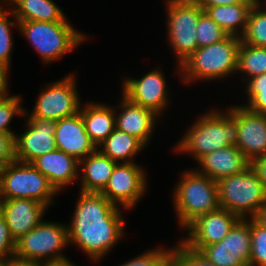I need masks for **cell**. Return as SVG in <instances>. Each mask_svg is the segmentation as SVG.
Here are the masks:
<instances>
[{
	"label": "cell",
	"mask_w": 266,
	"mask_h": 266,
	"mask_svg": "<svg viewBox=\"0 0 266 266\" xmlns=\"http://www.w3.org/2000/svg\"><path fill=\"white\" fill-rule=\"evenodd\" d=\"M168 42L178 58V67L198 48L196 28L204 11L193 0H167Z\"/></svg>",
	"instance_id": "cell-9"
},
{
	"label": "cell",
	"mask_w": 266,
	"mask_h": 266,
	"mask_svg": "<svg viewBox=\"0 0 266 266\" xmlns=\"http://www.w3.org/2000/svg\"><path fill=\"white\" fill-rule=\"evenodd\" d=\"M167 266H177L172 260L168 263Z\"/></svg>",
	"instance_id": "cell-44"
},
{
	"label": "cell",
	"mask_w": 266,
	"mask_h": 266,
	"mask_svg": "<svg viewBox=\"0 0 266 266\" xmlns=\"http://www.w3.org/2000/svg\"><path fill=\"white\" fill-rule=\"evenodd\" d=\"M260 5L261 2L254 3L250 8L241 41L255 47H266V8Z\"/></svg>",
	"instance_id": "cell-28"
},
{
	"label": "cell",
	"mask_w": 266,
	"mask_h": 266,
	"mask_svg": "<svg viewBox=\"0 0 266 266\" xmlns=\"http://www.w3.org/2000/svg\"><path fill=\"white\" fill-rule=\"evenodd\" d=\"M239 220L237 215L219 208L192 221L186 227L189 231L188 238L181 242L189 249L199 252L204 246L219 243Z\"/></svg>",
	"instance_id": "cell-13"
},
{
	"label": "cell",
	"mask_w": 266,
	"mask_h": 266,
	"mask_svg": "<svg viewBox=\"0 0 266 266\" xmlns=\"http://www.w3.org/2000/svg\"><path fill=\"white\" fill-rule=\"evenodd\" d=\"M18 29L45 64L72 51L86 39L84 34L76 31L67 21H19Z\"/></svg>",
	"instance_id": "cell-5"
},
{
	"label": "cell",
	"mask_w": 266,
	"mask_h": 266,
	"mask_svg": "<svg viewBox=\"0 0 266 266\" xmlns=\"http://www.w3.org/2000/svg\"><path fill=\"white\" fill-rule=\"evenodd\" d=\"M172 260V249H153L144 252L120 266H167Z\"/></svg>",
	"instance_id": "cell-34"
},
{
	"label": "cell",
	"mask_w": 266,
	"mask_h": 266,
	"mask_svg": "<svg viewBox=\"0 0 266 266\" xmlns=\"http://www.w3.org/2000/svg\"><path fill=\"white\" fill-rule=\"evenodd\" d=\"M240 219L219 242L204 246L199 253L216 266H249L251 218Z\"/></svg>",
	"instance_id": "cell-11"
},
{
	"label": "cell",
	"mask_w": 266,
	"mask_h": 266,
	"mask_svg": "<svg viewBox=\"0 0 266 266\" xmlns=\"http://www.w3.org/2000/svg\"><path fill=\"white\" fill-rule=\"evenodd\" d=\"M119 106L122 109L119 115L115 114L116 128L137 138L146 146L151 134H153L155 122H157L156 119L159 118V115L152 110L132 103L123 94Z\"/></svg>",
	"instance_id": "cell-20"
},
{
	"label": "cell",
	"mask_w": 266,
	"mask_h": 266,
	"mask_svg": "<svg viewBox=\"0 0 266 266\" xmlns=\"http://www.w3.org/2000/svg\"><path fill=\"white\" fill-rule=\"evenodd\" d=\"M45 266H76L70 261V259H65L62 261L48 262L45 263Z\"/></svg>",
	"instance_id": "cell-43"
},
{
	"label": "cell",
	"mask_w": 266,
	"mask_h": 266,
	"mask_svg": "<svg viewBox=\"0 0 266 266\" xmlns=\"http://www.w3.org/2000/svg\"><path fill=\"white\" fill-rule=\"evenodd\" d=\"M249 266H266V228L251 218V257Z\"/></svg>",
	"instance_id": "cell-32"
},
{
	"label": "cell",
	"mask_w": 266,
	"mask_h": 266,
	"mask_svg": "<svg viewBox=\"0 0 266 266\" xmlns=\"http://www.w3.org/2000/svg\"><path fill=\"white\" fill-rule=\"evenodd\" d=\"M220 207L240 219L254 218L266 202V189L249 166L217 182ZM247 216V217H246Z\"/></svg>",
	"instance_id": "cell-7"
},
{
	"label": "cell",
	"mask_w": 266,
	"mask_h": 266,
	"mask_svg": "<svg viewBox=\"0 0 266 266\" xmlns=\"http://www.w3.org/2000/svg\"><path fill=\"white\" fill-rule=\"evenodd\" d=\"M253 4L254 3H238L232 5H217L207 7L204 11L228 35L241 38L246 30L248 13Z\"/></svg>",
	"instance_id": "cell-25"
},
{
	"label": "cell",
	"mask_w": 266,
	"mask_h": 266,
	"mask_svg": "<svg viewBox=\"0 0 266 266\" xmlns=\"http://www.w3.org/2000/svg\"><path fill=\"white\" fill-rule=\"evenodd\" d=\"M121 214L103 194L80 191L67 226L69 243H75L93 262L99 261L123 236L125 222Z\"/></svg>",
	"instance_id": "cell-1"
},
{
	"label": "cell",
	"mask_w": 266,
	"mask_h": 266,
	"mask_svg": "<svg viewBox=\"0 0 266 266\" xmlns=\"http://www.w3.org/2000/svg\"><path fill=\"white\" fill-rule=\"evenodd\" d=\"M9 66L8 64L0 61V95L1 96H8V79H7V73L9 72Z\"/></svg>",
	"instance_id": "cell-40"
},
{
	"label": "cell",
	"mask_w": 266,
	"mask_h": 266,
	"mask_svg": "<svg viewBox=\"0 0 266 266\" xmlns=\"http://www.w3.org/2000/svg\"><path fill=\"white\" fill-rule=\"evenodd\" d=\"M172 261L177 266H216L199 252L186 247L181 241L172 248Z\"/></svg>",
	"instance_id": "cell-35"
},
{
	"label": "cell",
	"mask_w": 266,
	"mask_h": 266,
	"mask_svg": "<svg viewBox=\"0 0 266 266\" xmlns=\"http://www.w3.org/2000/svg\"><path fill=\"white\" fill-rule=\"evenodd\" d=\"M58 192L48 178L31 163L13 160L0 168V194L2 200L31 199L47 207L52 205Z\"/></svg>",
	"instance_id": "cell-6"
},
{
	"label": "cell",
	"mask_w": 266,
	"mask_h": 266,
	"mask_svg": "<svg viewBox=\"0 0 266 266\" xmlns=\"http://www.w3.org/2000/svg\"><path fill=\"white\" fill-rule=\"evenodd\" d=\"M80 108L85 129L91 141L98 147L116 128L115 109L103 103H86Z\"/></svg>",
	"instance_id": "cell-23"
},
{
	"label": "cell",
	"mask_w": 266,
	"mask_h": 266,
	"mask_svg": "<svg viewBox=\"0 0 266 266\" xmlns=\"http://www.w3.org/2000/svg\"><path fill=\"white\" fill-rule=\"evenodd\" d=\"M116 164L117 162L104 155L98 148L79 160V165L83 166L81 191L100 193L105 188Z\"/></svg>",
	"instance_id": "cell-22"
},
{
	"label": "cell",
	"mask_w": 266,
	"mask_h": 266,
	"mask_svg": "<svg viewBox=\"0 0 266 266\" xmlns=\"http://www.w3.org/2000/svg\"><path fill=\"white\" fill-rule=\"evenodd\" d=\"M115 162L133 163V157L145 146L135 137L117 128L97 147Z\"/></svg>",
	"instance_id": "cell-26"
},
{
	"label": "cell",
	"mask_w": 266,
	"mask_h": 266,
	"mask_svg": "<svg viewBox=\"0 0 266 266\" xmlns=\"http://www.w3.org/2000/svg\"><path fill=\"white\" fill-rule=\"evenodd\" d=\"M240 43V37L228 35L220 42L197 48L179 67L183 82L216 80L236 73Z\"/></svg>",
	"instance_id": "cell-3"
},
{
	"label": "cell",
	"mask_w": 266,
	"mask_h": 266,
	"mask_svg": "<svg viewBox=\"0 0 266 266\" xmlns=\"http://www.w3.org/2000/svg\"><path fill=\"white\" fill-rule=\"evenodd\" d=\"M17 21H68L64 12L52 0H8Z\"/></svg>",
	"instance_id": "cell-24"
},
{
	"label": "cell",
	"mask_w": 266,
	"mask_h": 266,
	"mask_svg": "<svg viewBox=\"0 0 266 266\" xmlns=\"http://www.w3.org/2000/svg\"><path fill=\"white\" fill-rule=\"evenodd\" d=\"M14 16L12 9L4 10L0 5V61L10 65L11 51L13 47V40L11 34V26L18 25L15 17L14 21H10L8 16Z\"/></svg>",
	"instance_id": "cell-31"
},
{
	"label": "cell",
	"mask_w": 266,
	"mask_h": 266,
	"mask_svg": "<svg viewBox=\"0 0 266 266\" xmlns=\"http://www.w3.org/2000/svg\"><path fill=\"white\" fill-rule=\"evenodd\" d=\"M27 130L14 137L15 159L31 163L37 157L57 149L55 142V120L27 119Z\"/></svg>",
	"instance_id": "cell-14"
},
{
	"label": "cell",
	"mask_w": 266,
	"mask_h": 266,
	"mask_svg": "<svg viewBox=\"0 0 266 266\" xmlns=\"http://www.w3.org/2000/svg\"><path fill=\"white\" fill-rule=\"evenodd\" d=\"M246 92L249 100L244 107L253 113L266 115V73L249 79Z\"/></svg>",
	"instance_id": "cell-30"
},
{
	"label": "cell",
	"mask_w": 266,
	"mask_h": 266,
	"mask_svg": "<svg viewBox=\"0 0 266 266\" xmlns=\"http://www.w3.org/2000/svg\"><path fill=\"white\" fill-rule=\"evenodd\" d=\"M254 219L263 227L266 228V202L265 204L259 209L257 215Z\"/></svg>",
	"instance_id": "cell-42"
},
{
	"label": "cell",
	"mask_w": 266,
	"mask_h": 266,
	"mask_svg": "<svg viewBox=\"0 0 266 266\" xmlns=\"http://www.w3.org/2000/svg\"><path fill=\"white\" fill-rule=\"evenodd\" d=\"M67 245H69L67 225L42 220L34 229L16 241L14 257L44 263L62 261L68 259L66 255L60 253Z\"/></svg>",
	"instance_id": "cell-8"
},
{
	"label": "cell",
	"mask_w": 266,
	"mask_h": 266,
	"mask_svg": "<svg viewBox=\"0 0 266 266\" xmlns=\"http://www.w3.org/2000/svg\"><path fill=\"white\" fill-rule=\"evenodd\" d=\"M47 206L31 199L2 200L1 214L15 242L34 229L42 220Z\"/></svg>",
	"instance_id": "cell-17"
},
{
	"label": "cell",
	"mask_w": 266,
	"mask_h": 266,
	"mask_svg": "<svg viewBox=\"0 0 266 266\" xmlns=\"http://www.w3.org/2000/svg\"><path fill=\"white\" fill-rule=\"evenodd\" d=\"M250 167L266 189V154L253 158L250 161Z\"/></svg>",
	"instance_id": "cell-38"
},
{
	"label": "cell",
	"mask_w": 266,
	"mask_h": 266,
	"mask_svg": "<svg viewBox=\"0 0 266 266\" xmlns=\"http://www.w3.org/2000/svg\"><path fill=\"white\" fill-rule=\"evenodd\" d=\"M174 188L173 204L181 228L220 207L217 182L197 170L183 172Z\"/></svg>",
	"instance_id": "cell-4"
},
{
	"label": "cell",
	"mask_w": 266,
	"mask_h": 266,
	"mask_svg": "<svg viewBox=\"0 0 266 266\" xmlns=\"http://www.w3.org/2000/svg\"><path fill=\"white\" fill-rule=\"evenodd\" d=\"M54 136L57 149L78 160L97 149L86 132L80 112L56 121Z\"/></svg>",
	"instance_id": "cell-18"
},
{
	"label": "cell",
	"mask_w": 266,
	"mask_h": 266,
	"mask_svg": "<svg viewBox=\"0 0 266 266\" xmlns=\"http://www.w3.org/2000/svg\"><path fill=\"white\" fill-rule=\"evenodd\" d=\"M5 264L6 266H45L44 262L26 261V260L18 259L16 257L9 259Z\"/></svg>",
	"instance_id": "cell-41"
},
{
	"label": "cell",
	"mask_w": 266,
	"mask_h": 266,
	"mask_svg": "<svg viewBox=\"0 0 266 266\" xmlns=\"http://www.w3.org/2000/svg\"><path fill=\"white\" fill-rule=\"evenodd\" d=\"M198 163L202 168L196 170L216 182L225 177L241 173L250 166V161L235 145L207 154Z\"/></svg>",
	"instance_id": "cell-21"
},
{
	"label": "cell",
	"mask_w": 266,
	"mask_h": 266,
	"mask_svg": "<svg viewBox=\"0 0 266 266\" xmlns=\"http://www.w3.org/2000/svg\"><path fill=\"white\" fill-rule=\"evenodd\" d=\"M14 137L0 132V167H4L15 160Z\"/></svg>",
	"instance_id": "cell-37"
},
{
	"label": "cell",
	"mask_w": 266,
	"mask_h": 266,
	"mask_svg": "<svg viewBox=\"0 0 266 266\" xmlns=\"http://www.w3.org/2000/svg\"><path fill=\"white\" fill-rule=\"evenodd\" d=\"M195 34L197 35L198 48L220 42L228 36L205 11L199 17Z\"/></svg>",
	"instance_id": "cell-29"
},
{
	"label": "cell",
	"mask_w": 266,
	"mask_h": 266,
	"mask_svg": "<svg viewBox=\"0 0 266 266\" xmlns=\"http://www.w3.org/2000/svg\"><path fill=\"white\" fill-rule=\"evenodd\" d=\"M237 71L247 75L245 80L266 73V47H255L241 41L238 48Z\"/></svg>",
	"instance_id": "cell-27"
},
{
	"label": "cell",
	"mask_w": 266,
	"mask_h": 266,
	"mask_svg": "<svg viewBox=\"0 0 266 266\" xmlns=\"http://www.w3.org/2000/svg\"><path fill=\"white\" fill-rule=\"evenodd\" d=\"M31 164L48 178L57 192L79 177V160L59 149L37 157Z\"/></svg>",
	"instance_id": "cell-19"
},
{
	"label": "cell",
	"mask_w": 266,
	"mask_h": 266,
	"mask_svg": "<svg viewBox=\"0 0 266 266\" xmlns=\"http://www.w3.org/2000/svg\"><path fill=\"white\" fill-rule=\"evenodd\" d=\"M1 202H2V198H1V194H0V211H1Z\"/></svg>",
	"instance_id": "cell-46"
},
{
	"label": "cell",
	"mask_w": 266,
	"mask_h": 266,
	"mask_svg": "<svg viewBox=\"0 0 266 266\" xmlns=\"http://www.w3.org/2000/svg\"><path fill=\"white\" fill-rule=\"evenodd\" d=\"M165 76L161 71L152 70L143 78L123 80L122 94L132 103L152 110L160 116L168 105V90Z\"/></svg>",
	"instance_id": "cell-15"
},
{
	"label": "cell",
	"mask_w": 266,
	"mask_h": 266,
	"mask_svg": "<svg viewBox=\"0 0 266 266\" xmlns=\"http://www.w3.org/2000/svg\"><path fill=\"white\" fill-rule=\"evenodd\" d=\"M0 266H6V264L5 263H0Z\"/></svg>",
	"instance_id": "cell-47"
},
{
	"label": "cell",
	"mask_w": 266,
	"mask_h": 266,
	"mask_svg": "<svg viewBox=\"0 0 266 266\" xmlns=\"http://www.w3.org/2000/svg\"><path fill=\"white\" fill-rule=\"evenodd\" d=\"M230 115L237 121L236 147L251 161L266 154V115L249 111L244 106L230 107Z\"/></svg>",
	"instance_id": "cell-16"
},
{
	"label": "cell",
	"mask_w": 266,
	"mask_h": 266,
	"mask_svg": "<svg viewBox=\"0 0 266 266\" xmlns=\"http://www.w3.org/2000/svg\"><path fill=\"white\" fill-rule=\"evenodd\" d=\"M74 75L53 82L39 94L29 118L58 121L80 112L81 103Z\"/></svg>",
	"instance_id": "cell-10"
},
{
	"label": "cell",
	"mask_w": 266,
	"mask_h": 266,
	"mask_svg": "<svg viewBox=\"0 0 266 266\" xmlns=\"http://www.w3.org/2000/svg\"><path fill=\"white\" fill-rule=\"evenodd\" d=\"M249 1H251L253 3H259L260 2L259 0H249Z\"/></svg>",
	"instance_id": "cell-45"
},
{
	"label": "cell",
	"mask_w": 266,
	"mask_h": 266,
	"mask_svg": "<svg viewBox=\"0 0 266 266\" xmlns=\"http://www.w3.org/2000/svg\"><path fill=\"white\" fill-rule=\"evenodd\" d=\"M16 242L12 238L4 216L0 212V263L14 257Z\"/></svg>",
	"instance_id": "cell-36"
},
{
	"label": "cell",
	"mask_w": 266,
	"mask_h": 266,
	"mask_svg": "<svg viewBox=\"0 0 266 266\" xmlns=\"http://www.w3.org/2000/svg\"><path fill=\"white\" fill-rule=\"evenodd\" d=\"M199 6L203 8V10L207 7L217 6V5H232L238 3H253L249 0H193Z\"/></svg>",
	"instance_id": "cell-39"
},
{
	"label": "cell",
	"mask_w": 266,
	"mask_h": 266,
	"mask_svg": "<svg viewBox=\"0 0 266 266\" xmlns=\"http://www.w3.org/2000/svg\"><path fill=\"white\" fill-rule=\"evenodd\" d=\"M216 110V111H215ZM202 115L186 131L175 150L190 153L197 162L205 155L218 149L236 145L237 121L230 115V108L223 114L218 109Z\"/></svg>",
	"instance_id": "cell-2"
},
{
	"label": "cell",
	"mask_w": 266,
	"mask_h": 266,
	"mask_svg": "<svg viewBox=\"0 0 266 266\" xmlns=\"http://www.w3.org/2000/svg\"><path fill=\"white\" fill-rule=\"evenodd\" d=\"M146 172L133 163H117L105 188L100 192L115 206L131 209L147 188Z\"/></svg>",
	"instance_id": "cell-12"
},
{
	"label": "cell",
	"mask_w": 266,
	"mask_h": 266,
	"mask_svg": "<svg viewBox=\"0 0 266 266\" xmlns=\"http://www.w3.org/2000/svg\"><path fill=\"white\" fill-rule=\"evenodd\" d=\"M20 102L21 99L18 95L0 97V132L11 136L16 135L9 128L13 116H24L27 114L26 110L21 107Z\"/></svg>",
	"instance_id": "cell-33"
}]
</instances>
